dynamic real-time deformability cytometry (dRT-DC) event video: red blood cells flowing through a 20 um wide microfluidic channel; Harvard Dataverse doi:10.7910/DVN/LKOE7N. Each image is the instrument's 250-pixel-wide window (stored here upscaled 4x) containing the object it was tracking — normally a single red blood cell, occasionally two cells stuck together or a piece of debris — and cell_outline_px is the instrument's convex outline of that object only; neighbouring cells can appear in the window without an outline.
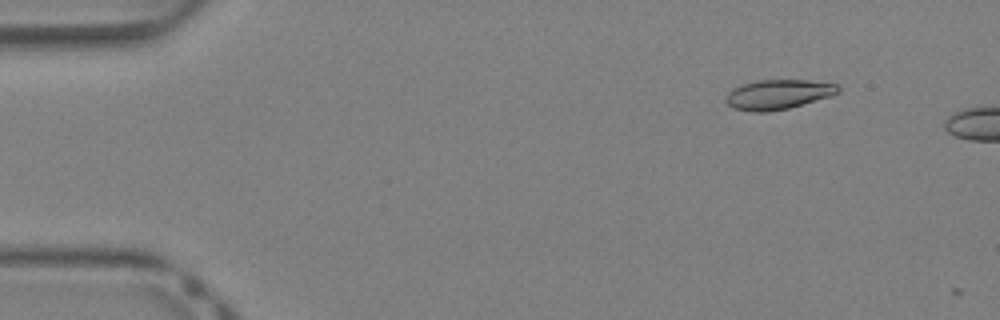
{"species": "Egyptian fruit bat (a non-hibernating species)", "species_latin": "Rousettus aegyptiacus", "temperature_condition": "warm", "stored_images_in_passage": 3, "camera_frame_rate_fps": 3000, "um_per_image_px": 0.085, "animal": {"sex": "female"}, "frame": {"image": 1, "passage_image": 1, "time_ms": 0.0, "image_size_px": [1000, 320], "cell_outline_px": [[840, 92], [832, 96], [788, 108], [768, 112], [752, 112], [736, 108], [728, 104], [724, 100], [724, 96], [732, 88], [744, 84], [760, 80], [808, 80], [840, 84]], "centroid_in_image_um": [66.17, 8.02], "position_along_channel_um": 18.8, "area_um2": 19.54}}